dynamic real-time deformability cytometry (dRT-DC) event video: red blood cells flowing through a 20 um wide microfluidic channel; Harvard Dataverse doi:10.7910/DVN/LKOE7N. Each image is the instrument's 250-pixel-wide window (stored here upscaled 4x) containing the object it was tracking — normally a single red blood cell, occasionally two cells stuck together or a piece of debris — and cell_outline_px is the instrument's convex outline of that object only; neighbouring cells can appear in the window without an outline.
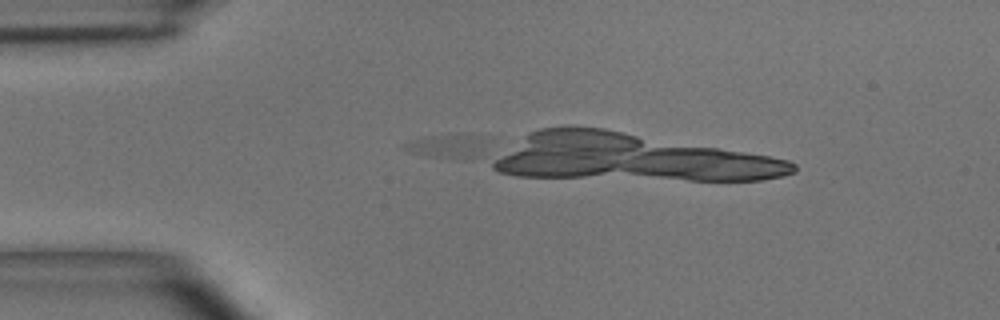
{"species": "common noctule bat (a hibernating species)", "species_latin": "Nyctalus noctula", "temperature_condition": "room temperature", "stored_images_in_passage": 8, "camera_frame_rate_fps": 3000, "um_per_image_px": 0.085, "animal": {"sex": "male", "body_mass_g": 15.6}, "frame": {"image": 1, "passage_image": 7, "time_ms": 2.0, "image_size_px": [1000, 320], "cell_outline_px": [[492, 136], [480, 152], [476, 156], [432, 156], [412, 152], [400, 148], [408, 140], [428, 136]], "centroid_in_image_um": [38.01, 12.37], "position_along_channel_um": 47.0, "area_um2": 10.64}}